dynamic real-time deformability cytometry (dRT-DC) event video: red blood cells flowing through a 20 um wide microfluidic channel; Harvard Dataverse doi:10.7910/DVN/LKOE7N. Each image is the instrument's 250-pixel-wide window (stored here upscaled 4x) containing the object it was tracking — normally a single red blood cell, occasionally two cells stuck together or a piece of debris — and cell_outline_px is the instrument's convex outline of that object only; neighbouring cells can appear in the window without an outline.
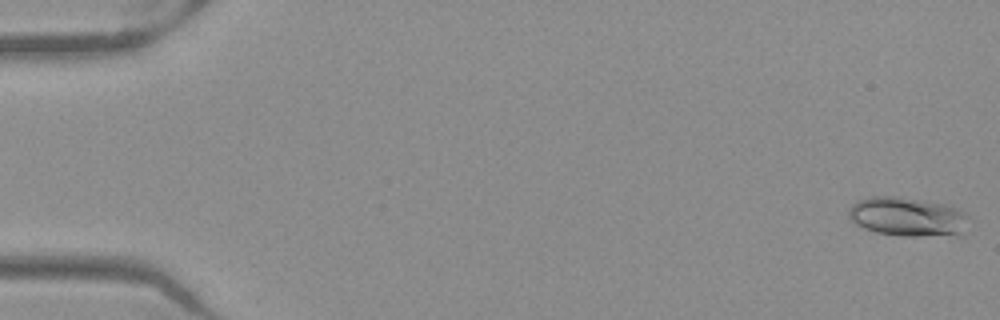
{"species": "Egyptian fruit bat (a non-hibernating species)", "species_latin": "Rousettus aegyptiacus", "temperature_condition": "warm", "stored_images_in_passage": 52, "camera_frame_rate_fps": 3000, "um_per_image_px": 0.085, "frame": {"image": 1, "passage_image": 1, "time_ms": 0.0, "image_size_px": [1000, 320], "cell_outline_px": [[968, 216], [960, 236], [900, 236], [876, 232], [864, 228], [856, 224], [848, 216], [848, 208], [852, 204], [860, 200], [872, 196], [896, 196], [944, 204], [956, 208], [964, 212]], "centroid_in_image_um": [77.12, 18.43], "position_along_channel_um": 7.9, "area_um2": 27.34}}
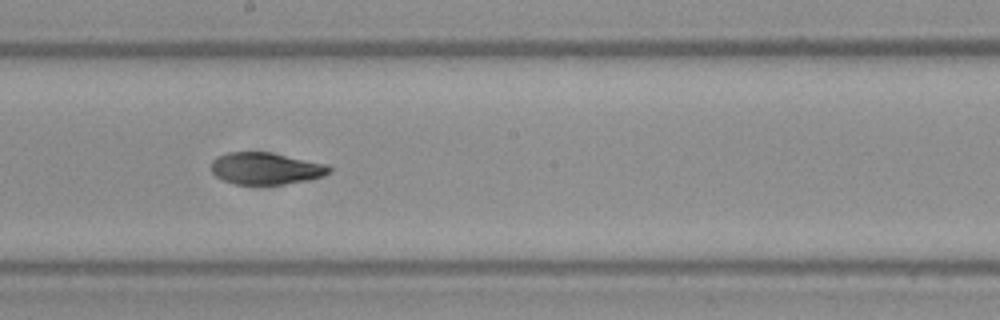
{"frame": {"image": 2, "passage_image": 29, "time_ms": 9.333, "image_size_px": [1000, 320], "cell_outline_px": [[332, 172], [324, 176], [308, 180], [284, 184], [236, 184], [224, 180], [216, 176], [212, 172], [212, 160], [216, 156], [228, 152], [272, 152], [328, 164], [332, 168]], "centroid_in_image_um": [22.64, 14.31], "position_along_channel_um": 225.6, "area_um2": 22.14}}
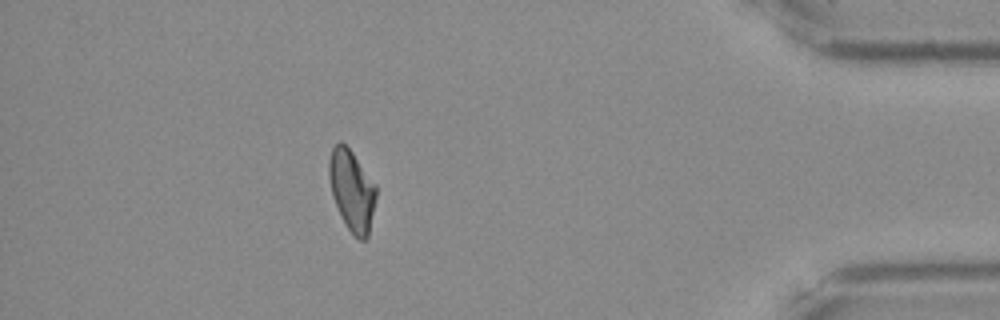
{"frame": {"image": 3, "passage_image": 46, "time_ms": 15.0, "image_size_px": [1000, 320], "cell_outline_px": [[376, 196], [368, 236], [364, 240], [360, 240], [348, 228], [332, 196], [328, 176], [328, 160], [332, 148], [340, 140], [352, 152], [376, 184]], "centroid_in_image_um": [29.9, 16.14], "position_along_channel_um": 405.3, "area_um2": 21.91}, "authors_computed_cell_mechanics": {"area_um2": 22.3397, "velocity_mm_per_s": 3.979, "shape_relaxation_time_tau1_ms": 5.8526, "shape_relaxation_time_tau2_ms": 3.5605, "deformation_change_tau1": 0.1631, "deformation_change_tau2": 0.0912}}